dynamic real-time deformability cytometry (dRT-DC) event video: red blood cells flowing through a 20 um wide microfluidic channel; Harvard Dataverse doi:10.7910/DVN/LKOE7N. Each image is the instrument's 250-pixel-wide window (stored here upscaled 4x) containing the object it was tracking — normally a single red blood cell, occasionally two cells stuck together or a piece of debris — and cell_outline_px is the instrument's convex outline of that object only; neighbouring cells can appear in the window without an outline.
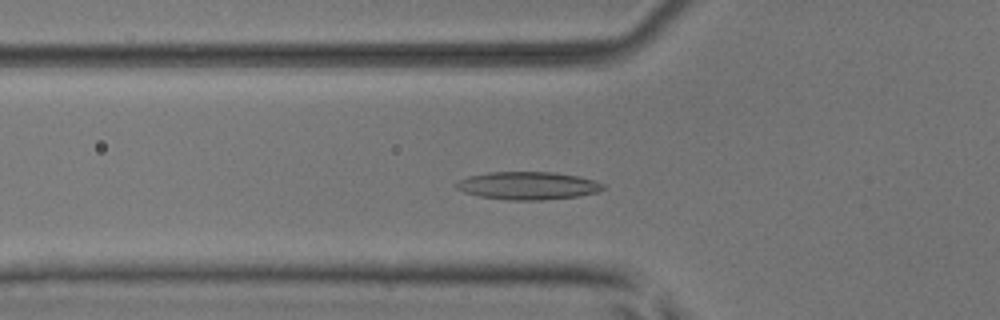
{"species": "common noctule bat (a hibernating species)", "species_latin": "Nyctalus noctula", "temperature_condition": "room temperature", "stored_images_in_passage": 45, "camera_frame_rate_fps": 3000, "um_per_image_px": 0.085, "animal": {"sex": "male", "body_mass_g": 17.9, "forearm_length_mm": 54.2}, "frame": {"image": 1, "passage_image": 16, "time_ms": 5.0, "image_size_px": [1000, 320], "cell_outline_px": [[604, 188], [596, 192], [580, 196], [544, 200], [512, 200], [480, 196], [464, 192], [456, 188], [456, 184], [460, 180], [468, 176], [488, 172], [552, 172], [576, 176], [592, 180], [604, 184]], "centroid_in_image_um": [44.86, 15.78], "position_along_channel_um": 80.9, "area_um2": 23.58}}
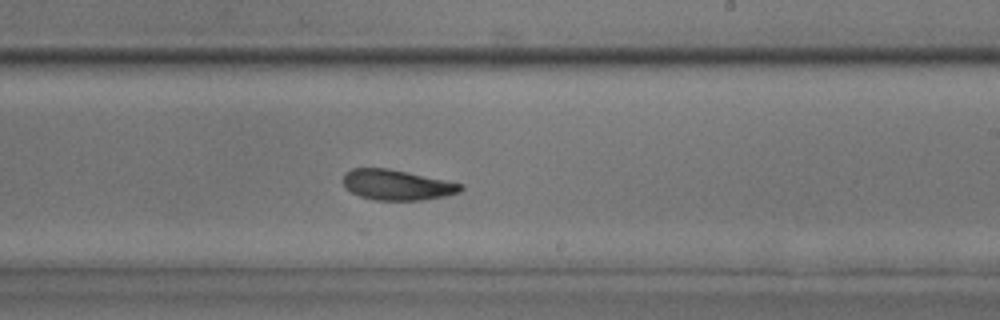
{"frame": {"image": 2, "passage_image": 29, "time_ms": 9.333, "image_size_px": [1000, 320], "cell_outline_px": [[464, 188], [460, 192], [444, 196], [424, 200], [376, 200], [360, 196], [352, 192], [344, 184], [344, 172], [352, 168], [388, 168], [464, 184]], "centroid_in_image_um": [33.76, 15.71], "position_along_channel_um": 255.2, "area_um2": 20.69}}
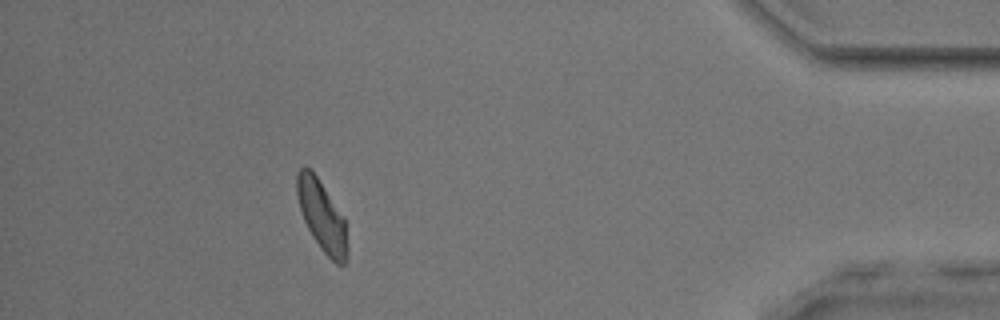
{"frame": {"image": 3, "passage_image": 44, "time_ms": 14.333, "image_size_px": [1000, 320], "cell_outline_px": [[348, 260], [344, 264], [336, 264], [324, 252], [312, 236], [304, 220], [300, 208], [296, 192], [296, 172], [304, 164], [316, 176], [344, 216], [348, 248]], "centroid_in_image_um": [27.37, 18.36], "position_along_channel_um": 407.8, "area_um2": 20.69}}